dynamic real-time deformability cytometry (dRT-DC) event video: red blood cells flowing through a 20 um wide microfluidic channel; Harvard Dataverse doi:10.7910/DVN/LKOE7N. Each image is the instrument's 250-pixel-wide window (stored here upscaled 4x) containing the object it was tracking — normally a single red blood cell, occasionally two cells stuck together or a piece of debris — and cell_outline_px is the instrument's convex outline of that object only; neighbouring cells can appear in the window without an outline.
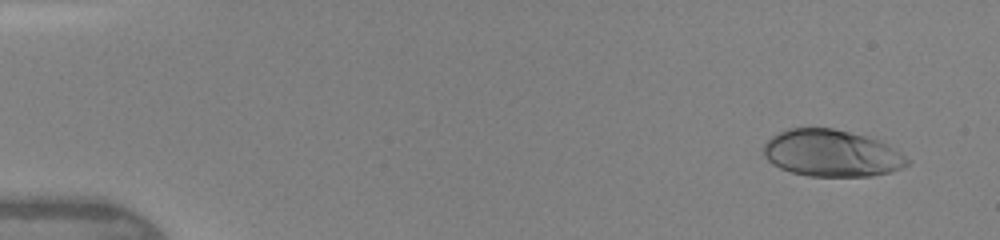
{"species": "human", "species_latin": "Homo sapiens", "temperature_condition": "warm", "stored_images_in_passage": 8, "camera_frame_rate_fps": 3000, "um_per_image_px": 0.085, "donor": {"sex": "female"}, "frame": {"image": 1, "passage_image": 2, "time_ms": 0.667, "image_size_px": [1000, 240], "cell_outline_px": [[908, 164], [900, 168], [888, 172], [872, 176], [808, 176], [792, 172], [780, 168], [772, 164], [764, 156], [764, 144], [772, 136], [788, 128], [832, 128], [864, 136], [876, 140], [900, 152], [908, 160]], "centroid_in_image_um": [70.63, 13.03], "position_along_channel_um": 14.4, "area_um2": 38.67}}
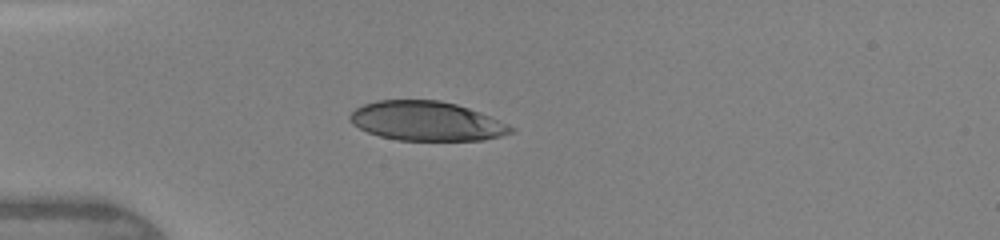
{"frame": {"image": 2, "passage_image": 6, "time_ms": 4.0, "image_size_px": [1000, 240], "cell_outline_px": [[516, 128], [512, 132], [500, 136], [484, 140], [396, 140], [380, 136], [368, 132], [352, 124], [348, 116], [356, 108], [364, 104], [376, 100], [440, 100], [456, 104], [480, 112], [508, 124]], "centroid_in_image_um": [36.25, 10.29], "position_along_channel_um": 48.8, "area_um2": 36.82}}
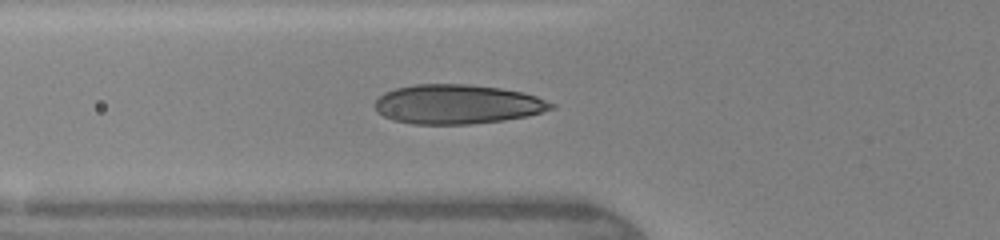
{"frame": {"image": 3, "passage_image": 8, "time_ms": 5.333, "image_size_px": [1000, 240], "cell_outline_px": [[556, 108], [528, 116], [504, 120], [468, 124], [412, 124], [392, 120], [376, 112], [372, 104], [384, 92], [396, 88], [412, 84], [468, 84], [500, 88], [524, 92], [536, 96], [556, 104]], "centroid_in_image_um": [38.86, 8.86], "position_along_channel_um": 86.9, "area_um2": 40.86}}